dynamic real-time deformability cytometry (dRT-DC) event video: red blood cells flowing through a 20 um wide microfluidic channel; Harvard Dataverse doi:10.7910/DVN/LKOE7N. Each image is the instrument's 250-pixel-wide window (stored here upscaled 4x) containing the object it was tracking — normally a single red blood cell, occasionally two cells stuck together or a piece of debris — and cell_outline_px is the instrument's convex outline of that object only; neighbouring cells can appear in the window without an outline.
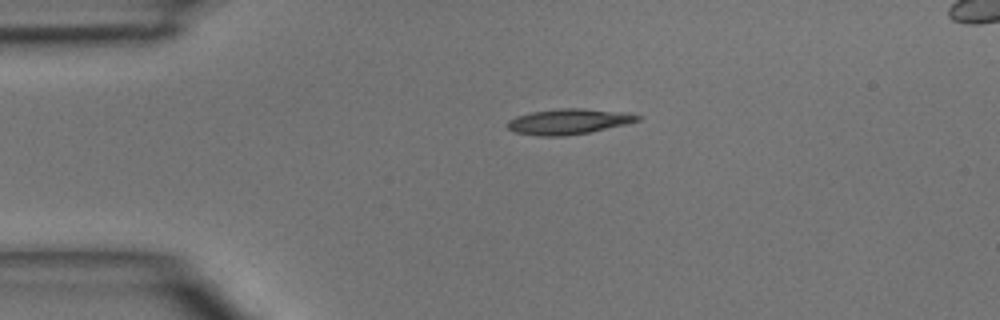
{"species": "common noctule bat (a hibernating species)", "species_latin": "Nyctalus noctula", "temperature_condition": "room temperature", "stored_images_in_passage": 3, "segment_of_instrument_passage": [1, 2], "camera_frame_rate_fps": 3000, "um_per_image_px": 0.085, "animal": {"sex": "male", "body_mass_g": 15.6}, "frame": {"image": 1, "passage_image": 1, "time_ms": 0.0, "image_size_px": [1000, 320], "cell_outline_px": [[640, 120], [628, 124], [588, 132], [564, 136], [536, 136], [516, 132], [508, 128], [508, 120], [516, 116], [532, 112], [560, 108], [580, 108], [624, 112], [640, 116]], "centroid_in_image_um": [48.33, 10.33], "position_along_channel_um": 36.7, "area_um2": 19.19}}